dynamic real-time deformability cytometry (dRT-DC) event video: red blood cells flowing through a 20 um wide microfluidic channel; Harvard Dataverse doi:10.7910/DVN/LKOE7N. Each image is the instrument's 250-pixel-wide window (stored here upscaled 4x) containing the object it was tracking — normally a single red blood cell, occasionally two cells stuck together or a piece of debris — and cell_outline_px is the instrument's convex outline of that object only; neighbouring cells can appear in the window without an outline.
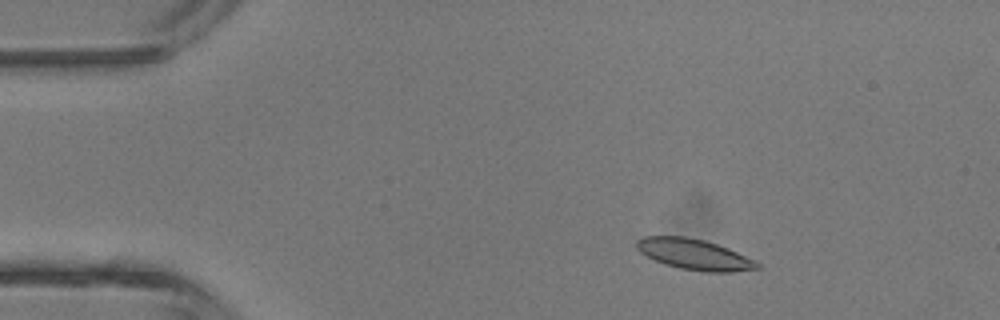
{"species": "common noctule bat (a hibernating species)", "species_latin": "Nyctalus noctula", "temperature_condition": "room temperature", "stored_images_in_passage": 3, "camera_frame_rate_fps": 3000, "um_per_image_px": 0.085, "animal": {"sex": "male", "body_mass_g": 13.3}, "frame": {"image": 1, "passage_image": 2, "time_ms": 1.333, "image_size_px": [1000, 320], "cell_outline_px": [[760, 268], [732, 272], [704, 272], [680, 268], [664, 264], [640, 252], [636, 248], [636, 240], [644, 236], [684, 236], [704, 240], [728, 248], [756, 260], [760, 264]], "centroid_in_image_um": [59.03, 21.62], "position_along_channel_um": 26.0, "area_um2": 21.56}}